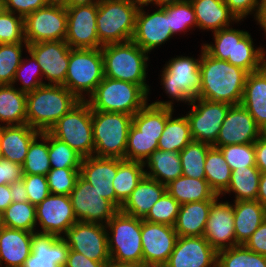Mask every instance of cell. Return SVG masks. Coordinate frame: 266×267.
<instances>
[{
    "label": "cell",
    "instance_id": "cell-1",
    "mask_svg": "<svg viewBox=\"0 0 266 267\" xmlns=\"http://www.w3.org/2000/svg\"><path fill=\"white\" fill-rule=\"evenodd\" d=\"M200 71L198 98L229 105L241 103L249 74L246 70L210 56L202 46Z\"/></svg>",
    "mask_w": 266,
    "mask_h": 267
},
{
    "label": "cell",
    "instance_id": "cell-2",
    "mask_svg": "<svg viewBox=\"0 0 266 267\" xmlns=\"http://www.w3.org/2000/svg\"><path fill=\"white\" fill-rule=\"evenodd\" d=\"M80 100L63 85L44 84L27 93V124L40 132L48 131Z\"/></svg>",
    "mask_w": 266,
    "mask_h": 267
},
{
    "label": "cell",
    "instance_id": "cell-3",
    "mask_svg": "<svg viewBox=\"0 0 266 267\" xmlns=\"http://www.w3.org/2000/svg\"><path fill=\"white\" fill-rule=\"evenodd\" d=\"M213 33L215 45H202L210 56L226 60L248 73L258 71L266 65L264 48H254L249 32L228 27Z\"/></svg>",
    "mask_w": 266,
    "mask_h": 267
},
{
    "label": "cell",
    "instance_id": "cell-4",
    "mask_svg": "<svg viewBox=\"0 0 266 267\" xmlns=\"http://www.w3.org/2000/svg\"><path fill=\"white\" fill-rule=\"evenodd\" d=\"M104 76L140 85L147 93L146 84L148 52L132 40L101 47Z\"/></svg>",
    "mask_w": 266,
    "mask_h": 267
},
{
    "label": "cell",
    "instance_id": "cell-5",
    "mask_svg": "<svg viewBox=\"0 0 266 267\" xmlns=\"http://www.w3.org/2000/svg\"><path fill=\"white\" fill-rule=\"evenodd\" d=\"M148 94L140 85L108 77L97 85L85 101L91 110L134 115L146 104Z\"/></svg>",
    "mask_w": 266,
    "mask_h": 267
},
{
    "label": "cell",
    "instance_id": "cell-6",
    "mask_svg": "<svg viewBox=\"0 0 266 267\" xmlns=\"http://www.w3.org/2000/svg\"><path fill=\"white\" fill-rule=\"evenodd\" d=\"M138 9L131 0H101L96 17L99 48L131 41Z\"/></svg>",
    "mask_w": 266,
    "mask_h": 267
},
{
    "label": "cell",
    "instance_id": "cell-7",
    "mask_svg": "<svg viewBox=\"0 0 266 267\" xmlns=\"http://www.w3.org/2000/svg\"><path fill=\"white\" fill-rule=\"evenodd\" d=\"M132 115L92 110L94 156L125 159Z\"/></svg>",
    "mask_w": 266,
    "mask_h": 267
},
{
    "label": "cell",
    "instance_id": "cell-8",
    "mask_svg": "<svg viewBox=\"0 0 266 267\" xmlns=\"http://www.w3.org/2000/svg\"><path fill=\"white\" fill-rule=\"evenodd\" d=\"M142 218L124 214L120 210L108 221V251L110 259L119 263H143L141 240Z\"/></svg>",
    "mask_w": 266,
    "mask_h": 267
},
{
    "label": "cell",
    "instance_id": "cell-9",
    "mask_svg": "<svg viewBox=\"0 0 266 267\" xmlns=\"http://www.w3.org/2000/svg\"><path fill=\"white\" fill-rule=\"evenodd\" d=\"M104 78L101 48H71L69 64L63 84L80 101L86 100L83 92L91 95Z\"/></svg>",
    "mask_w": 266,
    "mask_h": 267
},
{
    "label": "cell",
    "instance_id": "cell-10",
    "mask_svg": "<svg viewBox=\"0 0 266 267\" xmlns=\"http://www.w3.org/2000/svg\"><path fill=\"white\" fill-rule=\"evenodd\" d=\"M48 132L67 143L82 158L94 155L92 110L85 100L64 114Z\"/></svg>",
    "mask_w": 266,
    "mask_h": 267
},
{
    "label": "cell",
    "instance_id": "cell-11",
    "mask_svg": "<svg viewBox=\"0 0 266 267\" xmlns=\"http://www.w3.org/2000/svg\"><path fill=\"white\" fill-rule=\"evenodd\" d=\"M200 59L179 56L165 64L161 84L169 98L176 101L192 102L198 98L201 86Z\"/></svg>",
    "mask_w": 266,
    "mask_h": 267
},
{
    "label": "cell",
    "instance_id": "cell-12",
    "mask_svg": "<svg viewBox=\"0 0 266 267\" xmlns=\"http://www.w3.org/2000/svg\"><path fill=\"white\" fill-rule=\"evenodd\" d=\"M67 9L60 0H53L24 18L27 44L41 41H65Z\"/></svg>",
    "mask_w": 266,
    "mask_h": 267
},
{
    "label": "cell",
    "instance_id": "cell-13",
    "mask_svg": "<svg viewBox=\"0 0 266 267\" xmlns=\"http://www.w3.org/2000/svg\"><path fill=\"white\" fill-rule=\"evenodd\" d=\"M69 196L77 221L106 225L119 211L113 203L102 198L81 175Z\"/></svg>",
    "mask_w": 266,
    "mask_h": 267
},
{
    "label": "cell",
    "instance_id": "cell-14",
    "mask_svg": "<svg viewBox=\"0 0 266 267\" xmlns=\"http://www.w3.org/2000/svg\"><path fill=\"white\" fill-rule=\"evenodd\" d=\"M189 105L192 106V109L186 114V117L190 124L193 140L213 146L231 105L200 98L194 99Z\"/></svg>",
    "mask_w": 266,
    "mask_h": 267
},
{
    "label": "cell",
    "instance_id": "cell-15",
    "mask_svg": "<svg viewBox=\"0 0 266 267\" xmlns=\"http://www.w3.org/2000/svg\"><path fill=\"white\" fill-rule=\"evenodd\" d=\"M106 225L77 221L62 239L73 251L98 262H110Z\"/></svg>",
    "mask_w": 266,
    "mask_h": 267
},
{
    "label": "cell",
    "instance_id": "cell-16",
    "mask_svg": "<svg viewBox=\"0 0 266 267\" xmlns=\"http://www.w3.org/2000/svg\"><path fill=\"white\" fill-rule=\"evenodd\" d=\"M67 32L65 42L70 48H99L97 36L98 4L66 7Z\"/></svg>",
    "mask_w": 266,
    "mask_h": 267
},
{
    "label": "cell",
    "instance_id": "cell-17",
    "mask_svg": "<svg viewBox=\"0 0 266 267\" xmlns=\"http://www.w3.org/2000/svg\"><path fill=\"white\" fill-rule=\"evenodd\" d=\"M70 46L65 41L28 44L27 51L38 62L48 84L63 85L69 64Z\"/></svg>",
    "mask_w": 266,
    "mask_h": 267
},
{
    "label": "cell",
    "instance_id": "cell-18",
    "mask_svg": "<svg viewBox=\"0 0 266 267\" xmlns=\"http://www.w3.org/2000/svg\"><path fill=\"white\" fill-rule=\"evenodd\" d=\"M36 221L42 229L38 233L62 237L61 233L65 234L77 222L70 196L48 195L36 206Z\"/></svg>",
    "mask_w": 266,
    "mask_h": 267
},
{
    "label": "cell",
    "instance_id": "cell-19",
    "mask_svg": "<svg viewBox=\"0 0 266 267\" xmlns=\"http://www.w3.org/2000/svg\"><path fill=\"white\" fill-rule=\"evenodd\" d=\"M260 135L261 128L247 109L241 104L231 105L213 147L254 143Z\"/></svg>",
    "mask_w": 266,
    "mask_h": 267
},
{
    "label": "cell",
    "instance_id": "cell-20",
    "mask_svg": "<svg viewBox=\"0 0 266 267\" xmlns=\"http://www.w3.org/2000/svg\"><path fill=\"white\" fill-rule=\"evenodd\" d=\"M172 36L169 14L164 7H160L151 14L145 13L143 7H139L132 38L134 43L149 53L152 49L168 41Z\"/></svg>",
    "mask_w": 266,
    "mask_h": 267
},
{
    "label": "cell",
    "instance_id": "cell-21",
    "mask_svg": "<svg viewBox=\"0 0 266 267\" xmlns=\"http://www.w3.org/2000/svg\"><path fill=\"white\" fill-rule=\"evenodd\" d=\"M169 267H217V251L204 236L177 237Z\"/></svg>",
    "mask_w": 266,
    "mask_h": 267
},
{
    "label": "cell",
    "instance_id": "cell-22",
    "mask_svg": "<svg viewBox=\"0 0 266 267\" xmlns=\"http://www.w3.org/2000/svg\"><path fill=\"white\" fill-rule=\"evenodd\" d=\"M218 200L211 205L203 235L217 252L239 245L235 237L233 205Z\"/></svg>",
    "mask_w": 266,
    "mask_h": 267
},
{
    "label": "cell",
    "instance_id": "cell-23",
    "mask_svg": "<svg viewBox=\"0 0 266 267\" xmlns=\"http://www.w3.org/2000/svg\"><path fill=\"white\" fill-rule=\"evenodd\" d=\"M177 237L174 226L142 220L143 263L167 262L174 249Z\"/></svg>",
    "mask_w": 266,
    "mask_h": 267
},
{
    "label": "cell",
    "instance_id": "cell-24",
    "mask_svg": "<svg viewBox=\"0 0 266 267\" xmlns=\"http://www.w3.org/2000/svg\"><path fill=\"white\" fill-rule=\"evenodd\" d=\"M31 249L22 267H64L70 250L62 237L38 232L32 233Z\"/></svg>",
    "mask_w": 266,
    "mask_h": 267
},
{
    "label": "cell",
    "instance_id": "cell-25",
    "mask_svg": "<svg viewBox=\"0 0 266 267\" xmlns=\"http://www.w3.org/2000/svg\"><path fill=\"white\" fill-rule=\"evenodd\" d=\"M117 174V158L89 156L82 158L80 175L102 196L116 206L112 181Z\"/></svg>",
    "mask_w": 266,
    "mask_h": 267
},
{
    "label": "cell",
    "instance_id": "cell-26",
    "mask_svg": "<svg viewBox=\"0 0 266 267\" xmlns=\"http://www.w3.org/2000/svg\"><path fill=\"white\" fill-rule=\"evenodd\" d=\"M40 134L28 124L1 126L0 124V153L2 159L17 164H24L29 145Z\"/></svg>",
    "mask_w": 266,
    "mask_h": 267
},
{
    "label": "cell",
    "instance_id": "cell-27",
    "mask_svg": "<svg viewBox=\"0 0 266 267\" xmlns=\"http://www.w3.org/2000/svg\"><path fill=\"white\" fill-rule=\"evenodd\" d=\"M32 233L20 229L0 227V267H22L32 252ZM3 261V262H2Z\"/></svg>",
    "mask_w": 266,
    "mask_h": 267
},
{
    "label": "cell",
    "instance_id": "cell-28",
    "mask_svg": "<svg viewBox=\"0 0 266 267\" xmlns=\"http://www.w3.org/2000/svg\"><path fill=\"white\" fill-rule=\"evenodd\" d=\"M165 192L166 185L145 175L122 204L120 211L143 219Z\"/></svg>",
    "mask_w": 266,
    "mask_h": 267
},
{
    "label": "cell",
    "instance_id": "cell-29",
    "mask_svg": "<svg viewBox=\"0 0 266 267\" xmlns=\"http://www.w3.org/2000/svg\"><path fill=\"white\" fill-rule=\"evenodd\" d=\"M256 124L262 128L266 123V65L248 74L241 100Z\"/></svg>",
    "mask_w": 266,
    "mask_h": 267
},
{
    "label": "cell",
    "instance_id": "cell-30",
    "mask_svg": "<svg viewBox=\"0 0 266 267\" xmlns=\"http://www.w3.org/2000/svg\"><path fill=\"white\" fill-rule=\"evenodd\" d=\"M215 200L181 204L174 230L178 237L203 236L211 205Z\"/></svg>",
    "mask_w": 266,
    "mask_h": 267
},
{
    "label": "cell",
    "instance_id": "cell-31",
    "mask_svg": "<svg viewBox=\"0 0 266 267\" xmlns=\"http://www.w3.org/2000/svg\"><path fill=\"white\" fill-rule=\"evenodd\" d=\"M200 29L217 32L228 28L230 22L239 20L230 11L224 0H190Z\"/></svg>",
    "mask_w": 266,
    "mask_h": 267
},
{
    "label": "cell",
    "instance_id": "cell-32",
    "mask_svg": "<svg viewBox=\"0 0 266 267\" xmlns=\"http://www.w3.org/2000/svg\"><path fill=\"white\" fill-rule=\"evenodd\" d=\"M233 205L235 237L245 244L265 220V207L258 200H239Z\"/></svg>",
    "mask_w": 266,
    "mask_h": 267
},
{
    "label": "cell",
    "instance_id": "cell-33",
    "mask_svg": "<svg viewBox=\"0 0 266 267\" xmlns=\"http://www.w3.org/2000/svg\"><path fill=\"white\" fill-rule=\"evenodd\" d=\"M173 102L156 101L146 104L132 117V125L137 128L142 135L148 137H161L168 117L173 114Z\"/></svg>",
    "mask_w": 266,
    "mask_h": 267
},
{
    "label": "cell",
    "instance_id": "cell-34",
    "mask_svg": "<svg viewBox=\"0 0 266 267\" xmlns=\"http://www.w3.org/2000/svg\"><path fill=\"white\" fill-rule=\"evenodd\" d=\"M166 191L181 204L216 200L219 195L210 188L206 179H197L187 176L170 181L166 185Z\"/></svg>",
    "mask_w": 266,
    "mask_h": 267
},
{
    "label": "cell",
    "instance_id": "cell-35",
    "mask_svg": "<svg viewBox=\"0 0 266 267\" xmlns=\"http://www.w3.org/2000/svg\"><path fill=\"white\" fill-rule=\"evenodd\" d=\"M144 166L150 169L145 175L167 185L170 181L182 176V166L179 152L155 150L145 161Z\"/></svg>",
    "mask_w": 266,
    "mask_h": 267
},
{
    "label": "cell",
    "instance_id": "cell-36",
    "mask_svg": "<svg viewBox=\"0 0 266 267\" xmlns=\"http://www.w3.org/2000/svg\"><path fill=\"white\" fill-rule=\"evenodd\" d=\"M144 167L142 162L117 158V174L112 185L116 194V207L119 210L145 176Z\"/></svg>",
    "mask_w": 266,
    "mask_h": 267
},
{
    "label": "cell",
    "instance_id": "cell-37",
    "mask_svg": "<svg viewBox=\"0 0 266 267\" xmlns=\"http://www.w3.org/2000/svg\"><path fill=\"white\" fill-rule=\"evenodd\" d=\"M26 103V93L13 84L0 85V122L5 126L27 124Z\"/></svg>",
    "mask_w": 266,
    "mask_h": 267
},
{
    "label": "cell",
    "instance_id": "cell-38",
    "mask_svg": "<svg viewBox=\"0 0 266 267\" xmlns=\"http://www.w3.org/2000/svg\"><path fill=\"white\" fill-rule=\"evenodd\" d=\"M205 179L210 188L221 196L230 184L232 170L219 148L211 147L205 160Z\"/></svg>",
    "mask_w": 266,
    "mask_h": 267
},
{
    "label": "cell",
    "instance_id": "cell-39",
    "mask_svg": "<svg viewBox=\"0 0 266 267\" xmlns=\"http://www.w3.org/2000/svg\"><path fill=\"white\" fill-rule=\"evenodd\" d=\"M192 141L193 138L188 118L186 116L173 118L171 114L159 138L158 149L180 152Z\"/></svg>",
    "mask_w": 266,
    "mask_h": 267
},
{
    "label": "cell",
    "instance_id": "cell-40",
    "mask_svg": "<svg viewBox=\"0 0 266 267\" xmlns=\"http://www.w3.org/2000/svg\"><path fill=\"white\" fill-rule=\"evenodd\" d=\"M261 172L256 166L235 169L231 173L230 184L221 194L235 193V201L257 200Z\"/></svg>",
    "mask_w": 266,
    "mask_h": 267
},
{
    "label": "cell",
    "instance_id": "cell-41",
    "mask_svg": "<svg viewBox=\"0 0 266 267\" xmlns=\"http://www.w3.org/2000/svg\"><path fill=\"white\" fill-rule=\"evenodd\" d=\"M210 144L192 141L180 152L182 175L197 179H205V160Z\"/></svg>",
    "mask_w": 266,
    "mask_h": 267
},
{
    "label": "cell",
    "instance_id": "cell-42",
    "mask_svg": "<svg viewBox=\"0 0 266 267\" xmlns=\"http://www.w3.org/2000/svg\"><path fill=\"white\" fill-rule=\"evenodd\" d=\"M217 267H266V256L239 244L217 252Z\"/></svg>",
    "mask_w": 266,
    "mask_h": 267
},
{
    "label": "cell",
    "instance_id": "cell-43",
    "mask_svg": "<svg viewBox=\"0 0 266 267\" xmlns=\"http://www.w3.org/2000/svg\"><path fill=\"white\" fill-rule=\"evenodd\" d=\"M2 226L35 233L36 206L29 201L12 202L2 213Z\"/></svg>",
    "mask_w": 266,
    "mask_h": 267
},
{
    "label": "cell",
    "instance_id": "cell-44",
    "mask_svg": "<svg viewBox=\"0 0 266 267\" xmlns=\"http://www.w3.org/2000/svg\"><path fill=\"white\" fill-rule=\"evenodd\" d=\"M40 136V137H39ZM41 138L37 142V139ZM23 173L46 176L51 169L48 155V131L40 132L31 142L24 161Z\"/></svg>",
    "mask_w": 266,
    "mask_h": 267
},
{
    "label": "cell",
    "instance_id": "cell-45",
    "mask_svg": "<svg viewBox=\"0 0 266 267\" xmlns=\"http://www.w3.org/2000/svg\"><path fill=\"white\" fill-rule=\"evenodd\" d=\"M159 138L144 136L142 132L131 125L125 149V160L144 163V160L158 149Z\"/></svg>",
    "mask_w": 266,
    "mask_h": 267
},
{
    "label": "cell",
    "instance_id": "cell-46",
    "mask_svg": "<svg viewBox=\"0 0 266 267\" xmlns=\"http://www.w3.org/2000/svg\"><path fill=\"white\" fill-rule=\"evenodd\" d=\"M48 155L51 168H80L81 166L82 157L67 143L53 137L49 132Z\"/></svg>",
    "mask_w": 266,
    "mask_h": 267
},
{
    "label": "cell",
    "instance_id": "cell-47",
    "mask_svg": "<svg viewBox=\"0 0 266 267\" xmlns=\"http://www.w3.org/2000/svg\"><path fill=\"white\" fill-rule=\"evenodd\" d=\"M23 43L0 44V85L13 84L17 68L22 60Z\"/></svg>",
    "mask_w": 266,
    "mask_h": 267
},
{
    "label": "cell",
    "instance_id": "cell-48",
    "mask_svg": "<svg viewBox=\"0 0 266 267\" xmlns=\"http://www.w3.org/2000/svg\"><path fill=\"white\" fill-rule=\"evenodd\" d=\"M169 14V23L172 34L184 30H190L189 27H197L194 8L190 0H184L175 4L164 6Z\"/></svg>",
    "mask_w": 266,
    "mask_h": 267
},
{
    "label": "cell",
    "instance_id": "cell-49",
    "mask_svg": "<svg viewBox=\"0 0 266 267\" xmlns=\"http://www.w3.org/2000/svg\"><path fill=\"white\" fill-rule=\"evenodd\" d=\"M180 204L167 191L151 207L143 220L174 226L179 213Z\"/></svg>",
    "mask_w": 266,
    "mask_h": 267
},
{
    "label": "cell",
    "instance_id": "cell-50",
    "mask_svg": "<svg viewBox=\"0 0 266 267\" xmlns=\"http://www.w3.org/2000/svg\"><path fill=\"white\" fill-rule=\"evenodd\" d=\"M219 149L232 171L256 166L254 143L220 146Z\"/></svg>",
    "mask_w": 266,
    "mask_h": 267
},
{
    "label": "cell",
    "instance_id": "cell-51",
    "mask_svg": "<svg viewBox=\"0 0 266 267\" xmlns=\"http://www.w3.org/2000/svg\"><path fill=\"white\" fill-rule=\"evenodd\" d=\"M79 175L80 168H51L46 175L50 192L69 196Z\"/></svg>",
    "mask_w": 266,
    "mask_h": 267
},
{
    "label": "cell",
    "instance_id": "cell-52",
    "mask_svg": "<svg viewBox=\"0 0 266 267\" xmlns=\"http://www.w3.org/2000/svg\"><path fill=\"white\" fill-rule=\"evenodd\" d=\"M22 42H26L24 36V18L4 10L0 15V44Z\"/></svg>",
    "mask_w": 266,
    "mask_h": 267
},
{
    "label": "cell",
    "instance_id": "cell-53",
    "mask_svg": "<svg viewBox=\"0 0 266 267\" xmlns=\"http://www.w3.org/2000/svg\"><path fill=\"white\" fill-rule=\"evenodd\" d=\"M30 57H31L30 62L33 61L32 63L23 61V59L21 60L20 66L16 70V74L13 81V84H15L17 81L19 82L21 80L22 86L21 88H19V90L26 94L33 92L36 88L40 87L41 85L47 84L42 80L43 73L38 62L31 54ZM27 75L29 76L28 78L25 77ZM37 75L41 77L38 78L39 76Z\"/></svg>",
    "mask_w": 266,
    "mask_h": 267
},
{
    "label": "cell",
    "instance_id": "cell-54",
    "mask_svg": "<svg viewBox=\"0 0 266 267\" xmlns=\"http://www.w3.org/2000/svg\"><path fill=\"white\" fill-rule=\"evenodd\" d=\"M22 180L28 195V201L35 206L51 194L47 178L44 175L24 174Z\"/></svg>",
    "mask_w": 266,
    "mask_h": 267
},
{
    "label": "cell",
    "instance_id": "cell-55",
    "mask_svg": "<svg viewBox=\"0 0 266 267\" xmlns=\"http://www.w3.org/2000/svg\"><path fill=\"white\" fill-rule=\"evenodd\" d=\"M5 10L25 18L33 11L47 6L53 0H3ZM17 11V12H16Z\"/></svg>",
    "mask_w": 266,
    "mask_h": 267
},
{
    "label": "cell",
    "instance_id": "cell-56",
    "mask_svg": "<svg viewBox=\"0 0 266 267\" xmlns=\"http://www.w3.org/2000/svg\"><path fill=\"white\" fill-rule=\"evenodd\" d=\"M262 0H224V3L240 21L252 11H255L256 20L259 16Z\"/></svg>",
    "mask_w": 266,
    "mask_h": 267
},
{
    "label": "cell",
    "instance_id": "cell-57",
    "mask_svg": "<svg viewBox=\"0 0 266 267\" xmlns=\"http://www.w3.org/2000/svg\"><path fill=\"white\" fill-rule=\"evenodd\" d=\"M23 167L21 164L0 158V185L10 184L23 179Z\"/></svg>",
    "mask_w": 266,
    "mask_h": 267
},
{
    "label": "cell",
    "instance_id": "cell-58",
    "mask_svg": "<svg viewBox=\"0 0 266 267\" xmlns=\"http://www.w3.org/2000/svg\"><path fill=\"white\" fill-rule=\"evenodd\" d=\"M252 252L266 256V219L244 244Z\"/></svg>",
    "mask_w": 266,
    "mask_h": 267
},
{
    "label": "cell",
    "instance_id": "cell-59",
    "mask_svg": "<svg viewBox=\"0 0 266 267\" xmlns=\"http://www.w3.org/2000/svg\"><path fill=\"white\" fill-rule=\"evenodd\" d=\"M108 264L109 262H98L90 260L83 254L70 249L64 267H107Z\"/></svg>",
    "mask_w": 266,
    "mask_h": 267
},
{
    "label": "cell",
    "instance_id": "cell-60",
    "mask_svg": "<svg viewBox=\"0 0 266 267\" xmlns=\"http://www.w3.org/2000/svg\"><path fill=\"white\" fill-rule=\"evenodd\" d=\"M256 167L261 173H266V137H260L254 142Z\"/></svg>",
    "mask_w": 266,
    "mask_h": 267
},
{
    "label": "cell",
    "instance_id": "cell-61",
    "mask_svg": "<svg viewBox=\"0 0 266 267\" xmlns=\"http://www.w3.org/2000/svg\"><path fill=\"white\" fill-rule=\"evenodd\" d=\"M12 202H25L28 201V195L24 186L23 180L9 184Z\"/></svg>",
    "mask_w": 266,
    "mask_h": 267
},
{
    "label": "cell",
    "instance_id": "cell-62",
    "mask_svg": "<svg viewBox=\"0 0 266 267\" xmlns=\"http://www.w3.org/2000/svg\"><path fill=\"white\" fill-rule=\"evenodd\" d=\"M12 203L9 184L0 185V212L2 213Z\"/></svg>",
    "mask_w": 266,
    "mask_h": 267
},
{
    "label": "cell",
    "instance_id": "cell-63",
    "mask_svg": "<svg viewBox=\"0 0 266 267\" xmlns=\"http://www.w3.org/2000/svg\"><path fill=\"white\" fill-rule=\"evenodd\" d=\"M257 200L266 207V173L260 175Z\"/></svg>",
    "mask_w": 266,
    "mask_h": 267
},
{
    "label": "cell",
    "instance_id": "cell-64",
    "mask_svg": "<svg viewBox=\"0 0 266 267\" xmlns=\"http://www.w3.org/2000/svg\"><path fill=\"white\" fill-rule=\"evenodd\" d=\"M101 0H60L65 7H74L78 5L98 4Z\"/></svg>",
    "mask_w": 266,
    "mask_h": 267
},
{
    "label": "cell",
    "instance_id": "cell-65",
    "mask_svg": "<svg viewBox=\"0 0 266 267\" xmlns=\"http://www.w3.org/2000/svg\"><path fill=\"white\" fill-rule=\"evenodd\" d=\"M257 21V23H259L260 26L264 28V31L266 33V0H262L261 2V9Z\"/></svg>",
    "mask_w": 266,
    "mask_h": 267
},
{
    "label": "cell",
    "instance_id": "cell-66",
    "mask_svg": "<svg viewBox=\"0 0 266 267\" xmlns=\"http://www.w3.org/2000/svg\"><path fill=\"white\" fill-rule=\"evenodd\" d=\"M107 267H142V263H119L110 261Z\"/></svg>",
    "mask_w": 266,
    "mask_h": 267
},
{
    "label": "cell",
    "instance_id": "cell-67",
    "mask_svg": "<svg viewBox=\"0 0 266 267\" xmlns=\"http://www.w3.org/2000/svg\"><path fill=\"white\" fill-rule=\"evenodd\" d=\"M181 1H184V0H155L153 5L155 4V5L159 6V7H164L166 5L175 4V3H178V2H181Z\"/></svg>",
    "mask_w": 266,
    "mask_h": 267
},
{
    "label": "cell",
    "instance_id": "cell-68",
    "mask_svg": "<svg viewBox=\"0 0 266 267\" xmlns=\"http://www.w3.org/2000/svg\"><path fill=\"white\" fill-rule=\"evenodd\" d=\"M142 267H169L167 262H148L142 263Z\"/></svg>",
    "mask_w": 266,
    "mask_h": 267
},
{
    "label": "cell",
    "instance_id": "cell-69",
    "mask_svg": "<svg viewBox=\"0 0 266 267\" xmlns=\"http://www.w3.org/2000/svg\"><path fill=\"white\" fill-rule=\"evenodd\" d=\"M135 5H137L138 7H144L155 2V0H131Z\"/></svg>",
    "mask_w": 266,
    "mask_h": 267
},
{
    "label": "cell",
    "instance_id": "cell-70",
    "mask_svg": "<svg viewBox=\"0 0 266 267\" xmlns=\"http://www.w3.org/2000/svg\"><path fill=\"white\" fill-rule=\"evenodd\" d=\"M261 135L266 137V123L265 125L261 128Z\"/></svg>",
    "mask_w": 266,
    "mask_h": 267
},
{
    "label": "cell",
    "instance_id": "cell-71",
    "mask_svg": "<svg viewBox=\"0 0 266 267\" xmlns=\"http://www.w3.org/2000/svg\"><path fill=\"white\" fill-rule=\"evenodd\" d=\"M4 10H5L4 2H0V15L3 13Z\"/></svg>",
    "mask_w": 266,
    "mask_h": 267
},
{
    "label": "cell",
    "instance_id": "cell-72",
    "mask_svg": "<svg viewBox=\"0 0 266 267\" xmlns=\"http://www.w3.org/2000/svg\"><path fill=\"white\" fill-rule=\"evenodd\" d=\"M2 226V217H1V212H0V227Z\"/></svg>",
    "mask_w": 266,
    "mask_h": 267
}]
</instances>
